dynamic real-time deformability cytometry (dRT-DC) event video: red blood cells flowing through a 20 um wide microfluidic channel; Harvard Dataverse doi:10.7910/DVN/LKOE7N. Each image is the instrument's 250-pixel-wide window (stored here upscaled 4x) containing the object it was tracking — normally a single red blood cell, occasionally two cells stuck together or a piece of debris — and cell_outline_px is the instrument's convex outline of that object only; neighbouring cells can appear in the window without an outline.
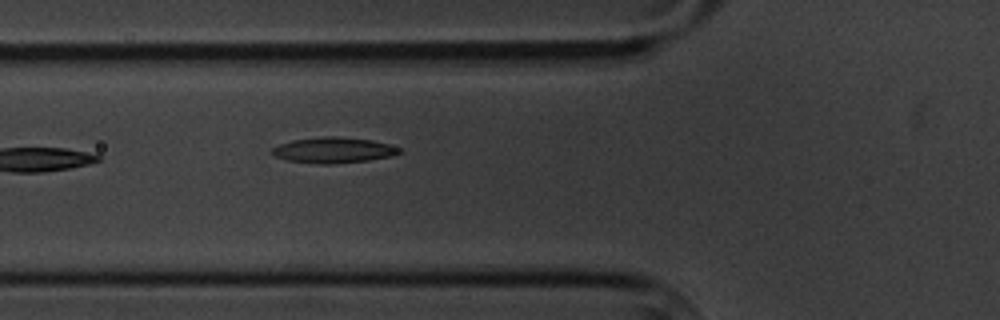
{"species": "common noctule bat (a hibernating species)", "species_latin": "Nyctalus noctula", "temperature_condition": "cold", "stored_images_in_passage": 2, "camera_frame_rate_fps": 3000, "um_per_image_px": 0.085, "animal": {"sex": "male", "body_mass_g": 20.1, "forearm_length_mm": 53.5}, "frame": {"image": 1, "passage_image": 2, "time_ms": 1.333, "image_size_px": [1000, 320], "cell_outline_px": [[404, 152], [392, 156], [368, 160], [332, 164], [320, 164], [288, 160], [276, 156], [268, 152], [272, 148], [280, 144], [292, 140], [324, 136], [336, 136], [372, 140], [388, 144], [400, 148]], "centroid_in_image_um": [28.35, 12.76], "position_along_channel_um": 97.4, "area_um2": 19.07}}